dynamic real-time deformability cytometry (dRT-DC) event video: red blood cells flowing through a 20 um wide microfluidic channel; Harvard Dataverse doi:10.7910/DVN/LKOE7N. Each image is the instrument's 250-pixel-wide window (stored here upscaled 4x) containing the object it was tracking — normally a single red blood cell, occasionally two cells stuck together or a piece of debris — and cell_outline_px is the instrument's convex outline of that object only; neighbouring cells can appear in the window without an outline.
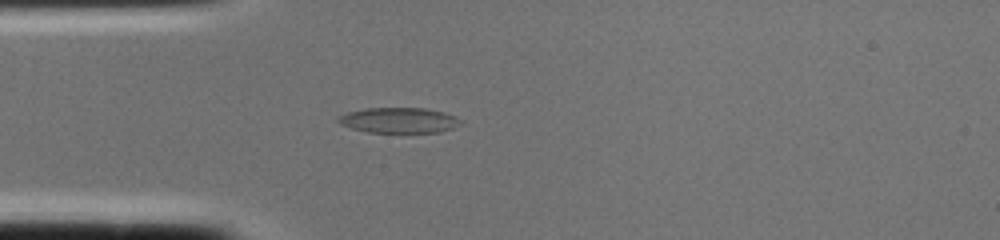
{"species": "common noctule bat (a hibernating species)", "species_latin": "Nyctalus noctula", "temperature_condition": "cold", "stored_images_in_passage": 1, "camera_frame_rate_fps": 3000, "um_per_image_px": 0.085, "animal": {"sex": "female", "body_mass_g": 22.0, "forearm_length_mm": 56.7}, "frame": {"image": 1, "passage_image": 1, "time_ms": 0.0, "image_size_px": [1000, 240], "cell_outline_px": [[464, 124], [440, 132], [368, 132], [352, 128], [340, 124], [336, 120], [336, 116], [348, 112], [364, 108], [424, 108], [444, 112], [456, 116]], "centroid_in_image_um": [33.91, 10.22], "position_along_channel_um": 51.1, "area_um2": 18.21}}